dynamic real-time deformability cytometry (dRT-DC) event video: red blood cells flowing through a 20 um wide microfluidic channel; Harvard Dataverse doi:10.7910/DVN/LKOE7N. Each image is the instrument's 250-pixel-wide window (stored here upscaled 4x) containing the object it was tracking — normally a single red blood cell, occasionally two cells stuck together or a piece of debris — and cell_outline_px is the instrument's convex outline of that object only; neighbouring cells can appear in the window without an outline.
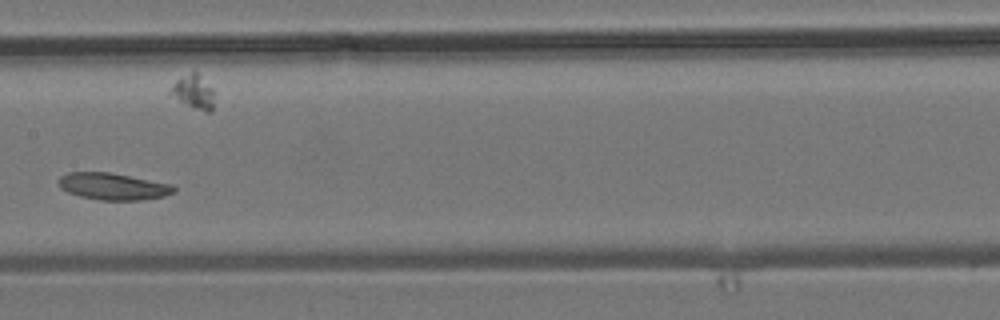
{"species": "common noctule bat (a hibernating species)", "species_latin": "Nyctalus noctula", "temperature_condition": "room temperature", "stored_images_in_passage": 13, "camera_frame_rate_fps": 3000, "um_per_image_px": 0.085, "animal": {"sex": "male", "body_mass_g": 19.2, "forearm_length_mm": 51.8}, "frame": {"image": 1, "passage_image": 6, "time_ms": 5.667, "image_size_px": [1000, 320], "cell_outline_px": [[176, 192], [164, 196], [140, 200], [100, 200], [80, 196], [68, 192], [60, 188], [60, 176], [68, 172], [108, 172], [172, 184], [176, 188]], "centroid_in_image_um": [9.63, 15.85], "position_along_channel_um": 197.8, "area_um2": 17.92}}